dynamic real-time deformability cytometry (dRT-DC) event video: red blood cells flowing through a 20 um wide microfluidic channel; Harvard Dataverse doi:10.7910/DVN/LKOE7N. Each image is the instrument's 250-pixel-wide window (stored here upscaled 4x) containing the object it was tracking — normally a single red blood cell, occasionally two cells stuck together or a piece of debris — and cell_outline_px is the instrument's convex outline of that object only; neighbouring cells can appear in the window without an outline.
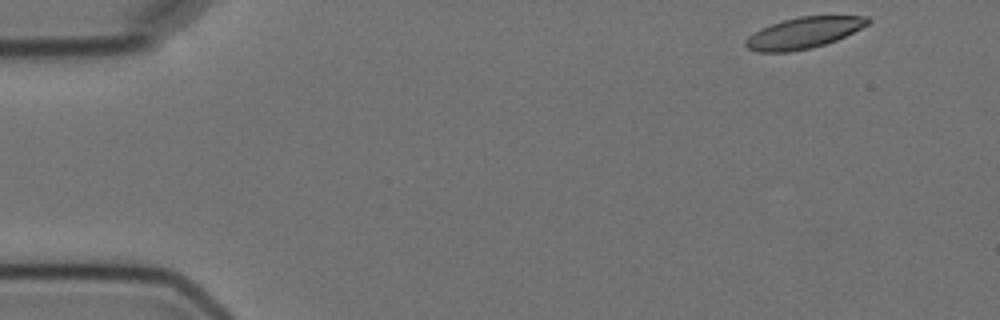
{"species": "Egyptian fruit bat (a non-hibernating species)", "species_latin": "Rousettus aegyptiacus", "temperature_condition": "cold", "stored_images_in_passage": 6, "camera_frame_rate_fps": 3000, "um_per_image_px": 0.085, "animal": {"sex": "female"}, "frame": {"image": 1, "passage_image": 1, "time_ms": 0.0, "image_size_px": [1000, 320], "cell_outline_px": [[872, 20], [868, 24], [836, 40], [812, 48], [788, 52], [756, 52], [748, 48], [744, 44], [744, 40], [748, 36], [760, 28], [784, 20], [800, 16], [868, 16]], "centroid_in_image_um": [68.28, 2.8], "position_along_channel_um": 16.7, "area_um2": 22.08}}
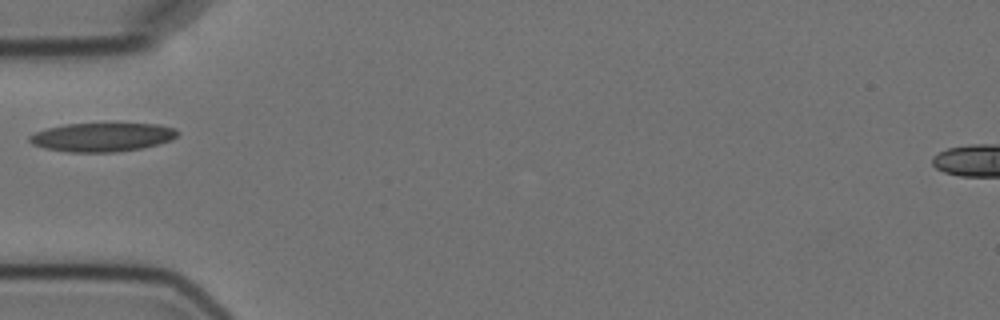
{"frame": {"image": 2, "passage_image": 5, "time_ms": 4.667, "image_size_px": [1000, 320], "cell_outline_px": [[180, 132], [172, 140], [140, 148], [116, 152], [68, 152], [44, 148], [32, 144], [28, 140], [28, 136], [36, 132], [48, 128], [64, 124], [160, 124], [176, 128]], "centroid_in_image_um": [8.68, 11.66], "position_along_channel_um": 76.3, "area_um2": 24.74}}
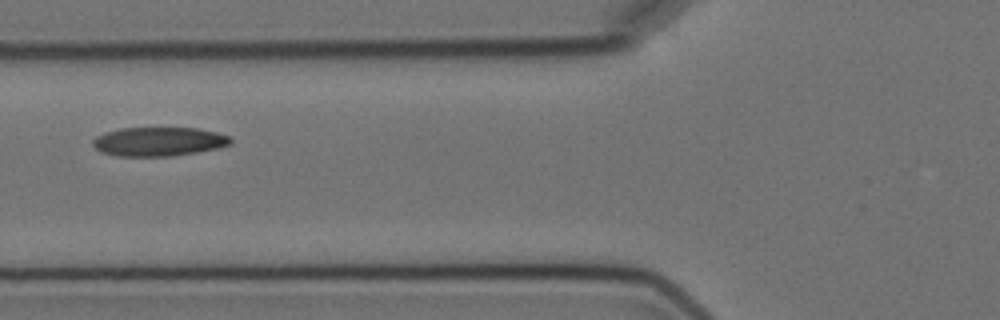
{"frame": {"image": 3, "passage_image": 6, "time_ms": 5.667, "image_size_px": [1000, 320], "cell_outline_px": [[232, 144], [220, 148], [172, 156], [116, 156], [100, 152], [92, 144], [92, 140], [96, 136], [104, 132], [120, 128], [196, 128], [216, 132], [232, 136]], "centroid_in_image_um": [13.5, 12.03], "position_along_channel_um": 112.3, "area_um2": 23.52}}